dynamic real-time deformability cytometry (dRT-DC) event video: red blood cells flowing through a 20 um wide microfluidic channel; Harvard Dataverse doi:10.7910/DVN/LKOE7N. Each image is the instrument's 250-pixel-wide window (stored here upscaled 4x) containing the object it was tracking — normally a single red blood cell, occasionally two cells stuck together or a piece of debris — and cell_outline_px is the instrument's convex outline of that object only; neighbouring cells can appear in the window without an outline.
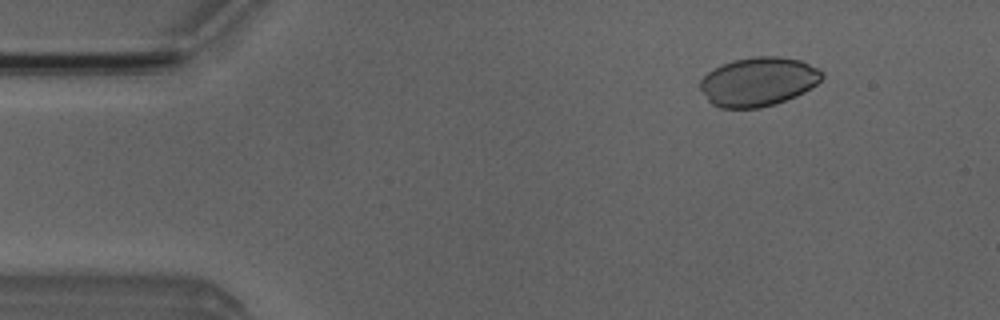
{"species": "Egyptian fruit bat (a non-hibernating species)", "species_latin": "Rousettus aegyptiacus", "temperature_condition": "room temperature", "stored_images_in_passage": 52, "camera_frame_rate_fps": 3000, "um_per_image_px": 0.085, "animal": {"sex": "male"}, "frame": {"image": 1, "passage_image": 6, "time_ms": 1.667, "image_size_px": [1000, 320], "cell_outline_px": [[824, 76], [816, 84], [804, 92], [796, 96], [776, 104], [760, 108], [720, 108], [712, 104], [708, 100], [700, 88], [700, 80], [708, 72], [732, 60], [752, 56], [780, 56], [800, 60], [820, 68], [824, 72]], "centroid_in_image_um": [64.48, 6.94], "position_along_channel_um": 20.5, "area_um2": 34.91}}
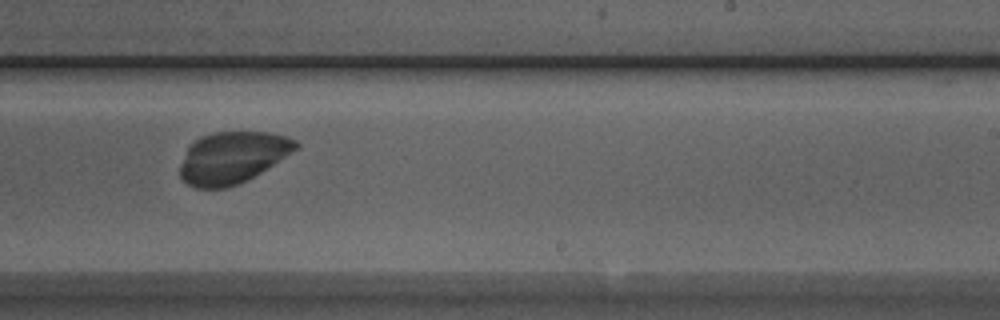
{"frame": {"image": 2, "passage_image": 31, "time_ms": 10.0, "image_size_px": [1000, 320], "cell_outline_px": [[300, 148], [260, 172], [228, 188], [196, 188], [180, 180], [180, 164], [188, 144], [200, 136], [216, 132], [268, 132], [288, 136], [296, 140], [300, 144]], "centroid_in_image_um": [19.74, 13.37], "position_along_channel_um": 269.3, "area_um2": 35.03}}